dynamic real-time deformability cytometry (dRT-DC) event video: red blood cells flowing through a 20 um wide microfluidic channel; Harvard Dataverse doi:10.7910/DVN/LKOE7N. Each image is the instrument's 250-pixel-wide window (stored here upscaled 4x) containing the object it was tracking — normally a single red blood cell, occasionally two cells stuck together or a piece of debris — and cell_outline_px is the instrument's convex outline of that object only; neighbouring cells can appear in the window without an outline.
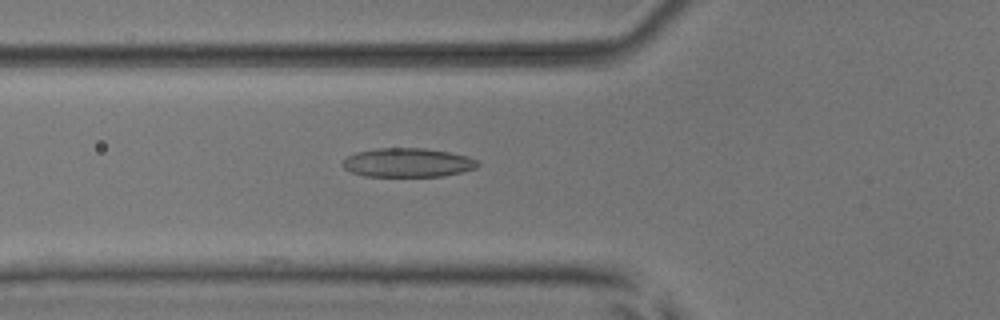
{"species": "common noctule bat (a hibernating species)", "species_latin": "Nyctalus noctula", "temperature_condition": "room temperature", "stored_images_in_passage": 28, "camera_frame_rate_fps": 3000, "um_per_image_px": 0.085, "animal": {"sex": "male", "body_mass_g": 17.9, "forearm_length_mm": 54.2}, "frame": {"image": 1, "passage_image": 4, "time_ms": 1.0, "image_size_px": [1000, 320], "cell_outline_px": [[480, 164], [476, 168], [444, 176], [364, 176], [352, 172], [344, 168], [340, 164], [348, 156], [356, 152], [376, 148], [424, 148], [448, 152], [468, 156], [476, 160]], "centroid_in_image_um": [34.64, 13.82], "position_along_channel_um": 91.2, "area_um2": 22.77}}
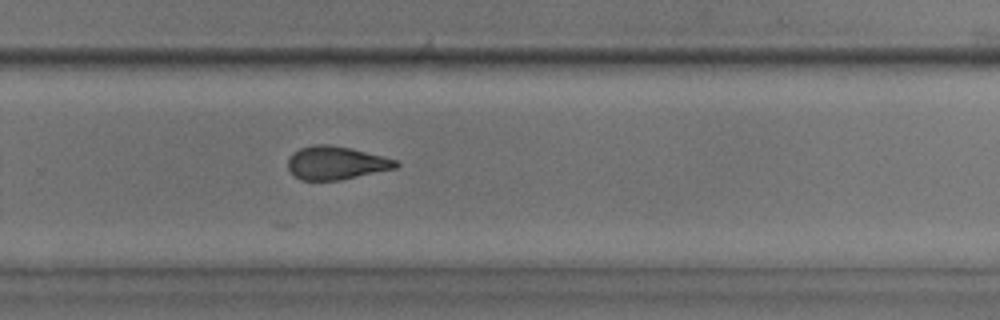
{"frame": {"image": 2, "passage_image": 20, "time_ms": 6.333, "image_size_px": [1000, 320], "cell_outline_px": [[400, 164], [396, 168], [340, 180], [300, 180], [288, 168], [288, 156], [292, 152], [300, 148], [312, 144], [328, 144], [352, 148], [396, 160]], "centroid_in_image_um": [28.53, 13.83], "position_along_channel_um": 301.3, "area_um2": 20.92}}
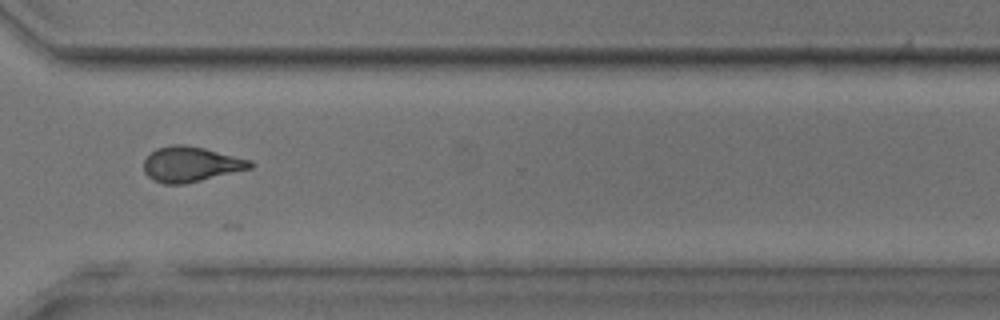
{"frame": {"image": 3, "passage_image": 24, "time_ms": 7.667, "image_size_px": [1000, 320], "cell_outline_px": [[252, 168], [184, 184], [164, 184], [152, 180], [144, 172], [144, 160], [156, 148], [168, 144], [184, 144], [204, 148], [252, 160]], "centroid_in_image_um": [16.19, 13.95], "position_along_channel_um": 354.4, "area_um2": 21.85}, "authors_computed_cell_mechanics": {"area_um2": 21.4149, "velocity_mm_per_s": 3.9379, "shape_relaxation_time_tau1_ms": null, "shape_relaxation_time_tau2_ms": 2.0349, "deformation_change_tau1": null, "deformation_change_tau2": 0.0959}}